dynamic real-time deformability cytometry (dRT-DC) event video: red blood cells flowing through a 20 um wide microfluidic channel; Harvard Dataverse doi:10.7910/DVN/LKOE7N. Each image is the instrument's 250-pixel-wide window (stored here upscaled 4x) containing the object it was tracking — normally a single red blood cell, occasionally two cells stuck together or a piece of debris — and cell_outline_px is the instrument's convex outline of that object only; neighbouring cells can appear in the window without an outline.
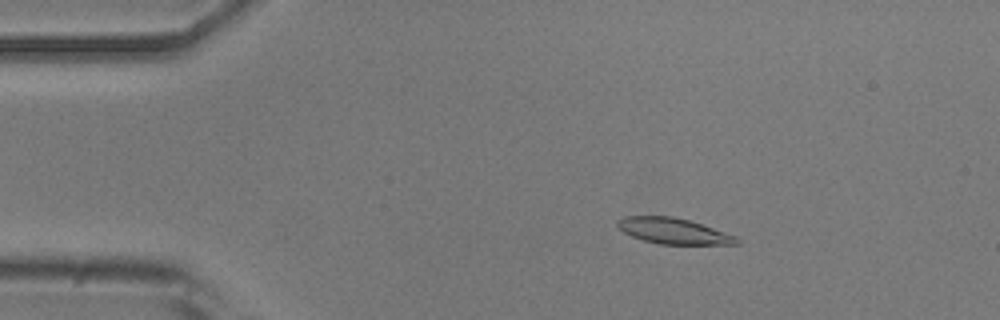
{"species": "common noctule bat (a hibernating species)", "species_latin": "Nyctalus noctula", "temperature_condition": "room temperature", "stored_images_in_passage": 52, "camera_frame_rate_fps": 3000, "um_per_image_px": 0.085, "animal": {"sex": "male", "body_mass_g": 20.5, "forearm_length_mm": 52.5}, "frame": {"image": 1, "passage_image": 8, "time_ms": 2.333, "image_size_px": [1000, 320], "cell_outline_px": [[740, 244], [660, 244], [644, 240], [632, 236], [616, 228], [616, 220], [624, 216], [672, 216], [688, 220], [736, 236], [740, 240]], "centroid_in_image_um": [57.19, 19.63], "position_along_channel_um": 27.8, "area_um2": 17.8}}
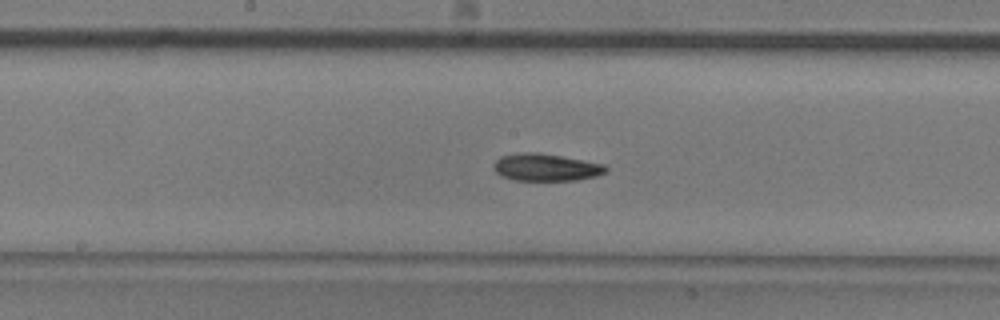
{"frame": {"image": 2, "passage_image": 26, "time_ms": 8.333, "image_size_px": [1000, 320], "cell_outline_px": [[608, 172], [596, 176], [576, 180], [516, 180], [500, 176], [492, 168], [492, 164], [500, 156], [520, 152], [540, 152], [604, 164], [608, 168]], "centroid_in_image_um": [46.38, 14.21], "position_along_channel_um": 201.8, "area_um2": 18.03}}
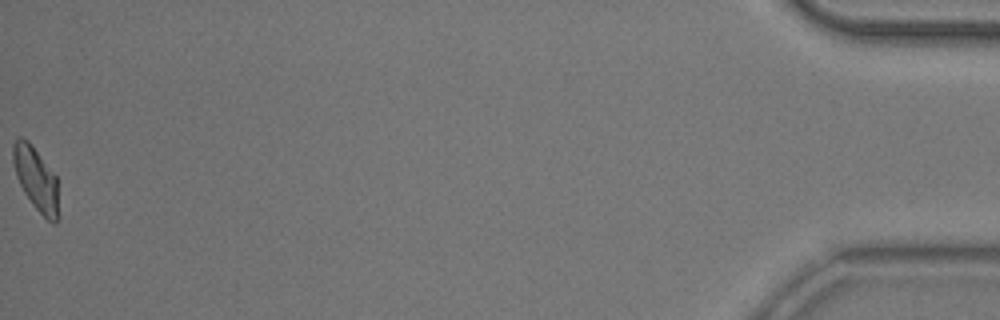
{"frame": {"image": 3, "passage_image": 52, "time_ms": 17.0, "image_size_px": [1000, 320], "cell_outline_px": [[56, 224], [52, 224], [32, 204], [24, 192], [16, 176], [12, 160], [12, 144], [20, 136], [28, 140], [56, 176]], "centroid_in_image_um": [3.0, 15.14], "position_along_channel_um": 432.2, "area_um2": 16.3}, "authors_computed_cell_mechanics": {"area_um2": 17.8313, "velocity_mm_per_s": 3.8328, "shape_relaxation_time_tau1_ms": 4.0766, "shape_relaxation_time_tau2_ms": null, "deformation_change_tau1": 0.1384, "deformation_change_tau2": null}}